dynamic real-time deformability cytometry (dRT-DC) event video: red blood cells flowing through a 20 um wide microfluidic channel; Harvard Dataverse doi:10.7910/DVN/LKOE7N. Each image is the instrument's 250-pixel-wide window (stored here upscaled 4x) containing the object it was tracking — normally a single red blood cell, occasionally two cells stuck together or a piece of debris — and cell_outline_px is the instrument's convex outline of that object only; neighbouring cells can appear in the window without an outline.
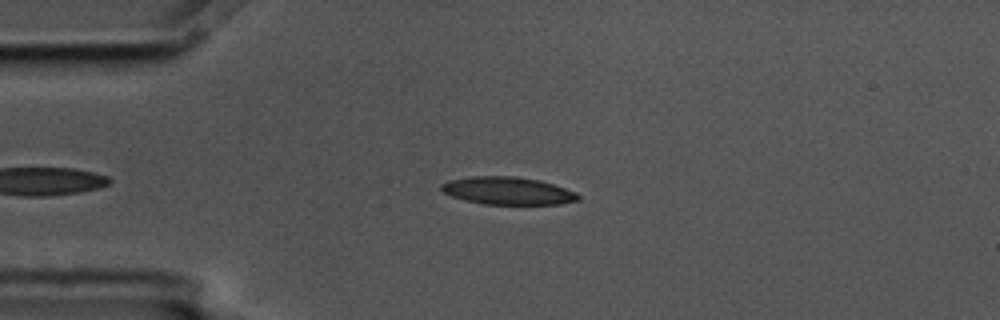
{"species": "common noctule bat (a hibernating species)", "species_latin": "Nyctalus noctula", "temperature_condition": "cold", "stored_images_in_passage": 47, "camera_frame_rate_fps": 3000, "um_per_image_px": 0.085, "animal": {"sex": "male", "body_mass_g": 17.5, "forearm_length_mm": 52.3}, "frame": {"image": 1, "passage_image": 11, "time_ms": 3.333, "image_size_px": [1000, 320], "cell_outline_px": [[580, 200], [560, 204], [484, 204], [464, 200], [452, 196], [444, 192], [440, 188], [440, 184], [452, 180], [472, 176], [512, 176], [540, 180], [576, 192], [580, 196]], "centroid_in_image_um": [43.17, 16.22], "position_along_channel_um": 41.8, "area_um2": 21.91}}
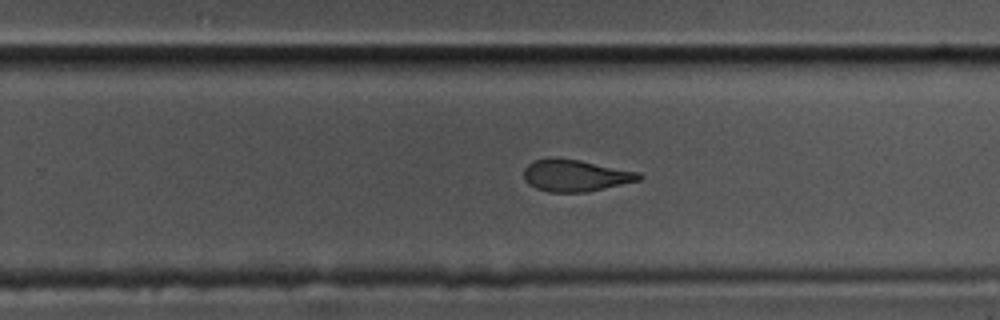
{"frame": {"image": 2, "passage_image": 33, "time_ms": 10.667, "image_size_px": [1000, 320], "cell_outline_px": [[644, 176], [640, 180], [588, 192], [548, 192], [536, 188], [528, 184], [524, 180], [524, 168], [528, 164], [536, 160], [552, 156], [580, 160], [640, 172]], "centroid_in_image_um": [48.91, 14.91], "position_along_channel_um": 280.9, "area_um2": 21.62}}
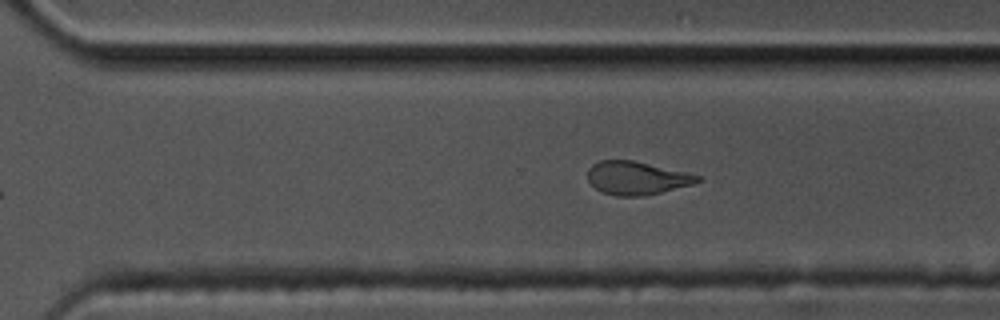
{"frame": {"image": 3, "passage_image": 36, "time_ms": 11.667, "image_size_px": [1000, 320], "cell_outline_px": [[704, 180], [692, 184], [644, 196], [616, 196], [600, 192], [588, 180], [588, 168], [592, 164], [600, 160], [632, 160], [688, 172], [700, 176]], "centroid_in_image_um": [54.12, 15.13], "position_along_channel_um": 316.5, "area_um2": 21.33}, "authors_computed_cell_mechanics": {"area_um2": 21.964, "velocity_mm_per_s": 3.5589, "shape_relaxation_time_tau1_ms": 4.0109, "shape_relaxation_time_tau2_ms": 2.3818, "deformation_change_tau1": 0.1748, "deformation_change_tau2": 0.1021}}